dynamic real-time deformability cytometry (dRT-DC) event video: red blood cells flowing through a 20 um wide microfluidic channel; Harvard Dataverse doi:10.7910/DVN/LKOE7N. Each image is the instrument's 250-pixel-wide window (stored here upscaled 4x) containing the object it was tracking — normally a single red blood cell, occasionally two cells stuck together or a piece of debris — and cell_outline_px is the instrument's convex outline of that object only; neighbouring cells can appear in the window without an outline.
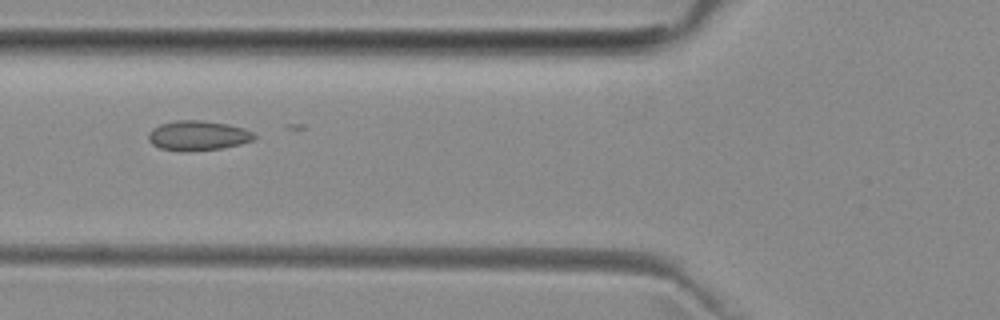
{"species": "common noctule bat (a hibernating species)", "species_latin": "Nyctalus noctula", "temperature_condition": "room temperature", "stored_images_in_passage": 5, "camera_frame_rate_fps": 3000, "um_per_image_px": 0.085, "animal": {"sex": "female", "body_mass_g": 29.2, "forearm_length_mm": 56.3}, "frame": {"image": 1, "passage_image": 5, "time_ms": 5.667, "image_size_px": [1000, 320], "cell_outline_px": [[256, 136], [252, 140], [240, 144], [220, 148], [184, 152], [160, 148], [152, 144], [148, 140], [148, 132], [152, 128], [160, 124], [176, 120], [200, 120], [228, 124], [244, 128], [252, 132]], "centroid_in_image_um": [16.78, 11.52], "position_along_channel_um": 109.0, "area_um2": 18.38}}